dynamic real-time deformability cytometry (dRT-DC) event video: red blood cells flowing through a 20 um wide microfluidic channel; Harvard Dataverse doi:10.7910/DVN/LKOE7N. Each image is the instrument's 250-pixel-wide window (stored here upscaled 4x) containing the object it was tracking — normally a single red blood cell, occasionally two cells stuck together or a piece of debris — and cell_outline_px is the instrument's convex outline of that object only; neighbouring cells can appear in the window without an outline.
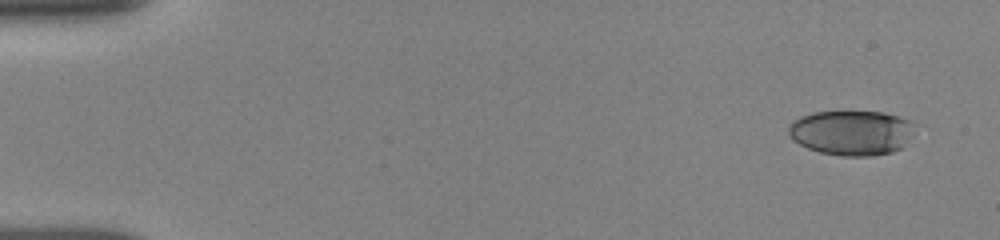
{"species": "human", "species_latin": "Homo sapiens", "temperature_condition": "room temperature", "stored_images_in_passage": 9, "camera_frame_rate_fps": 3000, "um_per_image_px": 0.085, "donor": {"sex": "female"}, "frame": {"image": 1, "passage_image": 1, "time_ms": 0.0, "image_size_px": [1000, 240], "cell_outline_px": [[924, 124], [900, 148], [892, 152], [872, 156], [840, 156], [820, 152], [808, 148], [792, 140], [788, 132], [788, 128], [792, 120], [800, 116], [812, 112], [884, 112], [912, 120]], "centroid_in_image_um": [72.47, 11.27], "position_along_channel_um": 12.5, "area_um2": 33.81}}
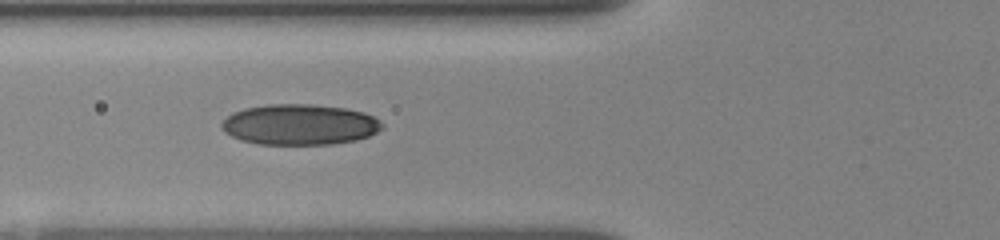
{"frame": {"image": 2, "passage_image": 7, "time_ms": 5.667, "image_size_px": [1000, 240], "cell_outline_px": [[384, 128], [368, 136], [356, 140], [332, 144], [260, 144], [240, 140], [224, 132], [220, 128], [220, 124], [232, 112], [244, 108], [268, 104], [308, 104], [344, 108], [364, 112], [380, 120], [384, 124]], "centroid_in_image_um": [25.46, 10.58], "position_along_channel_um": 100.3, "area_um2": 38.15}}
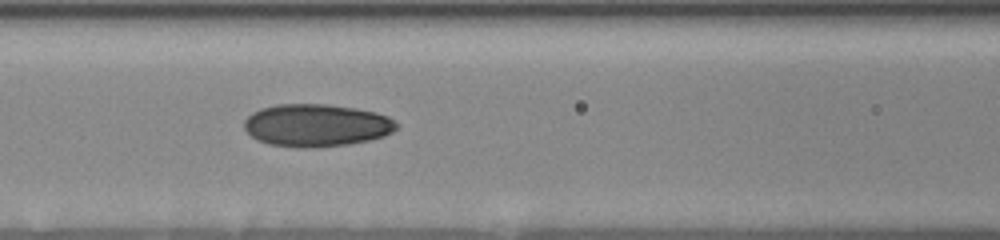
{"frame": {"image": 3, "passage_image": 8, "time_ms": 6.667, "image_size_px": [1000, 240], "cell_outline_px": [[400, 124], [392, 132], [384, 136], [368, 140], [348, 144], [312, 148], [304, 148], [268, 144], [252, 136], [244, 128], [244, 120], [252, 112], [260, 108], [276, 104], [328, 104], [356, 108], [376, 112], [388, 116]], "centroid_in_image_um": [26.91, 10.64], "position_along_channel_um": 139.7, "area_um2": 37.92}}